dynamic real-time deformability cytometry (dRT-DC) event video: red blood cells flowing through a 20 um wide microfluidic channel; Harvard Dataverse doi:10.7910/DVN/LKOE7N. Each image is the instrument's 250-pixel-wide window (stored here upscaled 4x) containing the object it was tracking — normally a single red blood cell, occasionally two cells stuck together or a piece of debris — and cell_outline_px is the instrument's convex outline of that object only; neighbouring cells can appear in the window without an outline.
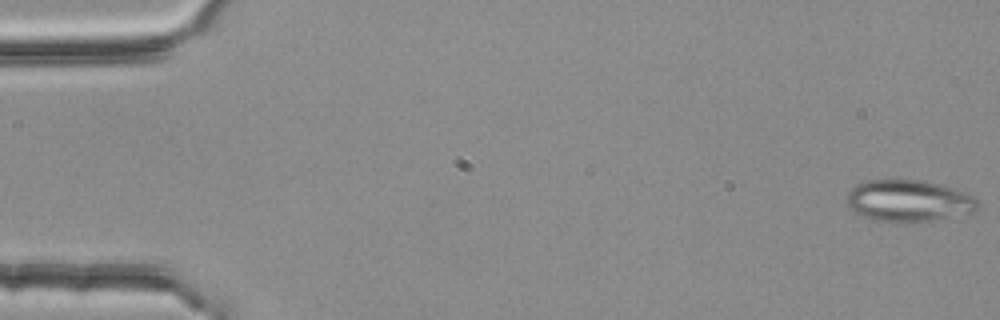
{"species": "common noctule bat (a hibernating species)", "species_latin": "Nyctalus noctula", "temperature_condition": "room temperature", "stored_images_in_passage": 5, "camera_frame_rate_fps": 3000, "um_per_image_px": 0.085, "animal": {"sex": "female", "body_mass_g": 25.1}, "frame": {"image": 1, "passage_image": 1, "time_ms": 0.0, "image_size_px": [1000, 320], "cell_outline_px": [[980, 204], [972, 212], [912, 224], [892, 224], [872, 220], [848, 208], [844, 204], [844, 196], [856, 184], [868, 180], [924, 180], [940, 184], [968, 192], [976, 196], [980, 200]], "centroid_in_image_um": [77.21, 17.09], "position_along_channel_um": 7.8, "area_um2": 32.95}}